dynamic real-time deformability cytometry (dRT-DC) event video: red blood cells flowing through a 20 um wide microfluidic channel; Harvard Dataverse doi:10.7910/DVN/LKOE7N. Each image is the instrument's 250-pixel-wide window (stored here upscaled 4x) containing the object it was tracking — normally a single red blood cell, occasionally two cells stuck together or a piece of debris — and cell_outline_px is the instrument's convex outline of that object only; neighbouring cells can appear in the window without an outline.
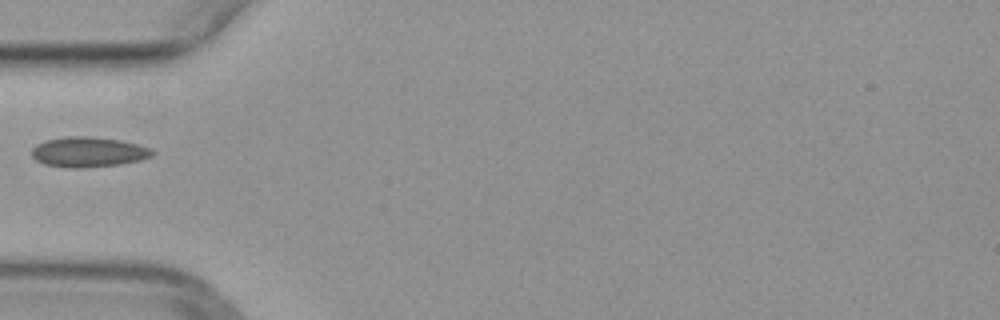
{"species": "common noctule bat (a hibernating species)", "species_latin": "Nyctalus noctula", "temperature_condition": "warm", "stored_images_in_passage": 4, "camera_frame_rate_fps": 3000, "um_per_image_px": 0.085, "animal": {"sex": "female", "body_mass_g": 29.2, "forearm_length_mm": 56.3}, "frame": {"image": 1, "passage_image": 1, "time_ms": 0.0, "image_size_px": [1000, 320], "cell_outline_px": [[156, 152], [152, 156], [140, 160], [120, 164], [84, 168], [72, 168], [44, 164], [36, 160], [32, 156], [32, 148], [36, 144], [44, 140], [68, 136], [92, 136], [120, 140], [140, 144], [152, 148]], "centroid_in_image_um": [7.54, 12.91], "position_along_channel_um": 77.5, "area_um2": 21.44}}
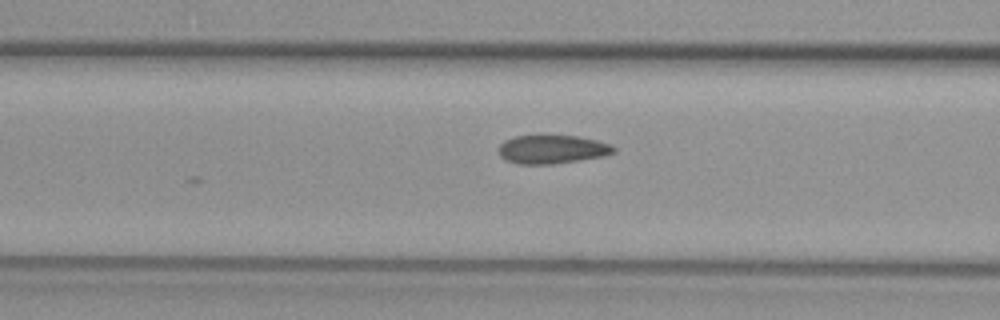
{"frame": {"image": 2, "passage_image": 4, "time_ms": 1.0, "image_size_px": [1000, 320], "cell_outline_px": [[616, 152], [604, 156], [552, 164], [520, 164], [504, 160], [500, 156], [496, 148], [504, 140], [516, 136], [544, 132], [576, 136], [596, 140], [612, 144], [616, 148]], "centroid_in_image_um": [46.89, 12.64], "position_along_channel_um": 119.7, "area_um2": 20.11}}